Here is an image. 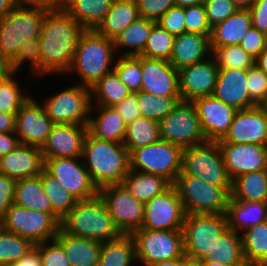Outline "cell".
I'll return each mask as SVG.
<instances>
[{
    "label": "cell",
    "mask_w": 267,
    "mask_h": 266,
    "mask_svg": "<svg viewBox=\"0 0 267 266\" xmlns=\"http://www.w3.org/2000/svg\"><path fill=\"white\" fill-rule=\"evenodd\" d=\"M85 30L64 10H49L38 38L40 75L67 73L80 35Z\"/></svg>",
    "instance_id": "cell-1"
},
{
    "label": "cell",
    "mask_w": 267,
    "mask_h": 266,
    "mask_svg": "<svg viewBox=\"0 0 267 266\" xmlns=\"http://www.w3.org/2000/svg\"><path fill=\"white\" fill-rule=\"evenodd\" d=\"M82 159L98 189L122 184L130 170L129 151L121 144L100 140L87 133Z\"/></svg>",
    "instance_id": "cell-2"
},
{
    "label": "cell",
    "mask_w": 267,
    "mask_h": 266,
    "mask_svg": "<svg viewBox=\"0 0 267 266\" xmlns=\"http://www.w3.org/2000/svg\"><path fill=\"white\" fill-rule=\"evenodd\" d=\"M60 228L71 236L100 242L122 235L99 194L90 199L78 200L61 219Z\"/></svg>",
    "instance_id": "cell-3"
},
{
    "label": "cell",
    "mask_w": 267,
    "mask_h": 266,
    "mask_svg": "<svg viewBox=\"0 0 267 266\" xmlns=\"http://www.w3.org/2000/svg\"><path fill=\"white\" fill-rule=\"evenodd\" d=\"M115 51L118 50H115L113 40L95 30H85L79 37L68 72L72 70L78 73L82 85L91 88L104 75L114 70L110 66Z\"/></svg>",
    "instance_id": "cell-4"
},
{
    "label": "cell",
    "mask_w": 267,
    "mask_h": 266,
    "mask_svg": "<svg viewBox=\"0 0 267 266\" xmlns=\"http://www.w3.org/2000/svg\"><path fill=\"white\" fill-rule=\"evenodd\" d=\"M49 10L16 5L0 19V53L11 61L24 41L39 38Z\"/></svg>",
    "instance_id": "cell-5"
},
{
    "label": "cell",
    "mask_w": 267,
    "mask_h": 266,
    "mask_svg": "<svg viewBox=\"0 0 267 266\" xmlns=\"http://www.w3.org/2000/svg\"><path fill=\"white\" fill-rule=\"evenodd\" d=\"M173 185L185 214L226 213L232 187L215 186L191 175H178Z\"/></svg>",
    "instance_id": "cell-6"
},
{
    "label": "cell",
    "mask_w": 267,
    "mask_h": 266,
    "mask_svg": "<svg viewBox=\"0 0 267 266\" xmlns=\"http://www.w3.org/2000/svg\"><path fill=\"white\" fill-rule=\"evenodd\" d=\"M179 175H191L220 187H232L222 153L217 141L203 143L183 149L182 170Z\"/></svg>",
    "instance_id": "cell-7"
},
{
    "label": "cell",
    "mask_w": 267,
    "mask_h": 266,
    "mask_svg": "<svg viewBox=\"0 0 267 266\" xmlns=\"http://www.w3.org/2000/svg\"><path fill=\"white\" fill-rule=\"evenodd\" d=\"M228 228L226 213L186 214L183 223L184 255L189 260L200 261Z\"/></svg>",
    "instance_id": "cell-8"
},
{
    "label": "cell",
    "mask_w": 267,
    "mask_h": 266,
    "mask_svg": "<svg viewBox=\"0 0 267 266\" xmlns=\"http://www.w3.org/2000/svg\"><path fill=\"white\" fill-rule=\"evenodd\" d=\"M183 149L164 140L133 149L130 169L159 175L174 184L182 170Z\"/></svg>",
    "instance_id": "cell-9"
},
{
    "label": "cell",
    "mask_w": 267,
    "mask_h": 266,
    "mask_svg": "<svg viewBox=\"0 0 267 266\" xmlns=\"http://www.w3.org/2000/svg\"><path fill=\"white\" fill-rule=\"evenodd\" d=\"M60 222L53 213L29 210L13 203L0 220V226L36 245L55 239Z\"/></svg>",
    "instance_id": "cell-10"
},
{
    "label": "cell",
    "mask_w": 267,
    "mask_h": 266,
    "mask_svg": "<svg viewBox=\"0 0 267 266\" xmlns=\"http://www.w3.org/2000/svg\"><path fill=\"white\" fill-rule=\"evenodd\" d=\"M159 130L161 140L182 149L207 141L192 101H179L174 109L159 122Z\"/></svg>",
    "instance_id": "cell-11"
},
{
    "label": "cell",
    "mask_w": 267,
    "mask_h": 266,
    "mask_svg": "<svg viewBox=\"0 0 267 266\" xmlns=\"http://www.w3.org/2000/svg\"><path fill=\"white\" fill-rule=\"evenodd\" d=\"M135 241L137 259L147 265L159 261L186 258L183 230L138 229L131 234Z\"/></svg>",
    "instance_id": "cell-12"
},
{
    "label": "cell",
    "mask_w": 267,
    "mask_h": 266,
    "mask_svg": "<svg viewBox=\"0 0 267 266\" xmlns=\"http://www.w3.org/2000/svg\"><path fill=\"white\" fill-rule=\"evenodd\" d=\"M92 101L91 89L79 82L50 96L42 105L54 124L87 125Z\"/></svg>",
    "instance_id": "cell-13"
},
{
    "label": "cell",
    "mask_w": 267,
    "mask_h": 266,
    "mask_svg": "<svg viewBox=\"0 0 267 266\" xmlns=\"http://www.w3.org/2000/svg\"><path fill=\"white\" fill-rule=\"evenodd\" d=\"M110 216L122 234H132L144 223V202L136 200L122 185L99 189Z\"/></svg>",
    "instance_id": "cell-14"
},
{
    "label": "cell",
    "mask_w": 267,
    "mask_h": 266,
    "mask_svg": "<svg viewBox=\"0 0 267 266\" xmlns=\"http://www.w3.org/2000/svg\"><path fill=\"white\" fill-rule=\"evenodd\" d=\"M185 211L176 187L172 184L163 193L144 203V223L147 230H182Z\"/></svg>",
    "instance_id": "cell-15"
},
{
    "label": "cell",
    "mask_w": 267,
    "mask_h": 266,
    "mask_svg": "<svg viewBox=\"0 0 267 266\" xmlns=\"http://www.w3.org/2000/svg\"><path fill=\"white\" fill-rule=\"evenodd\" d=\"M80 158L44 159V169L78 200H86L97 196L99 189Z\"/></svg>",
    "instance_id": "cell-16"
},
{
    "label": "cell",
    "mask_w": 267,
    "mask_h": 266,
    "mask_svg": "<svg viewBox=\"0 0 267 266\" xmlns=\"http://www.w3.org/2000/svg\"><path fill=\"white\" fill-rule=\"evenodd\" d=\"M53 125L43 105L38 104L30 95L15 115L14 133L17 134L20 144L42 148Z\"/></svg>",
    "instance_id": "cell-17"
},
{
    "label": "cell",
    "mask_w": 267,
    "mask_h": 266,
    "mask_svg": "<svg viewBox=\"0 0 267 266\" xmlns=\"http://www.w3.org/2000/svg\"><path fill=\"white\" fill-rule=\"evenodd\" d=\"M218 143L267 146V114L261 106L238 110L225 137Z\"/></svg>",
    "instance_id": "cell-18"
},
{
    "label": "cell",
    "mask_w": 267,
    "mask_h": 266,
    "mask_svg": "<svg viewBox=\"0 0 267 266\" xmlns=\"http://www.w3.org/2000/svg\"><path fill=\"white\" fill-rule=\"evenodd\" d=\"M223 161L231 180L267 169V146L260 144L219 143Z\"/></svg>",
    "instance_id": "cell-19"
},
{
    "label": "cell",
    "mask_w": 267,
    "mask_h": 266,
    "mask_svg": "<svg viewBox=\"0 0 267 266\" xmlns=\"http://www.w3.org/2000/svg\"><path fill=\"white\" fill-rule=\"evenodd\" d=\"M192 102L197 109L206 140H222L228 133L237 110L213 95L198 97Z\"/></svg>",
    "instance_id": "cell-20"
},
{
    "label": "cell",
    "mask_w": 267,
    "mask_h": 266,
    "mask_svg": "<svg viewBox=\"0 0 267 266\" xmlns=\"http://www.w3.org/2000/svg\"><path fill=\"white\" fill-rule=\"evenodd\" d=\"M178 71L181 100L193 101L198 97L213 95L219 74V68L213 57Z\"/></svg>",
    "instance_id": "cell-21"
},
{
    "label": "cell",
    "mask_w": 267,
    "mask_h": 266,
    "mask_svg": "<svg viewBox=\"0 0 267 266\" xmlns=\"http://www.w3.org/2000/svg\"><path fill=\"white\" fill-rule=\"evenodd\" d=\"M87 133V125L54 124L41 148L43 158L82 157Z\"/></svg>",
    "instance_id": "cell-22"
},
{
    "label": "cell",
    "mask_w": 267,
    "mask_h": 266,
    "mask_svg": "<svg viewBox=\"0 0 267 266\" xmlns=\"http://www.w3.org/2000/svg\"><path fill=\"white\" fill-rule=\"evenodd\" d=\"M141 91L155 96H180L179 71L167 60L142 56Z\"/></svg>",
    "instance_id": "cell-23"
},
{
    "label": "cell",
    "mask_w": 267,
    "mask_h": 266,
    "mask_svg": "<svg viewBox=\"0 0 267 266\" xmlns=\"http://www.w3.org/2000/svg\"><path fill=\"white\" fill-rule=\"evenodd\" d=\"M44 169L41 147L20 144L0 158V173L14 180L39 175Z\"/></svg>",
    "instance_id": "cell-24"
},
{
    "label": "cell",
    "mask_w": 267,
    "mask_h": 266,
    "mask_svg": "<svg viewBox=\"0 0 267 266\" xmlns=\"http://www.w3.org/2000/svg\"><path fill=\"white\" fill-rule=\"evenodd\" d=\"M246 79L247 70L219 69L213 96L237 111L257 106L249 97Z\"/></svg>",
    "instance_id": "cell-25"
},
{
    "label": "cell",
    "mask_w": 267,
    "mask_h": 266,
    "mask_svg": "<svg viewBox=\"0 0 267 266\" xmlns=\"http://www.w3.org/2000/svg\"><path fill=\"white\" fill-rule=\"evenodd\" d=\"M212 54L210 35L183 33L175 36L169 62L177 69L206 60Z\"/></svg>",
    "instance_id": "cell-26"
},
{
    "label": "cell",
    "mask_w": 267,
    "mask_h": 266,
    "mask_svg": "<svg viewBox=\"0 0 267 266\" xmlns=\"http://www.w3.org/2000/svg\"><path fill=\"white\" fill-rule=\"evenodd\" d=\"M55 239L62 245L71 266H98L102 242L71 236L61 228Z\"/></svg>",
    "instance_id": "cell-27"
},
{
    "label": "cell",
    "mask_w": 267,
    "mask_h": 266,
    "mask_svg": "<svg viewBox=\"0 0 267 266\" xmlns=\"http://www.w3.org/2000/svg\"><path fill=\"white\" fill-rule=\"evenodd\" d=\"M96 107L94 109V106L91 104L90 113L92 110L97 109L99 115L96 119L91 116L89 117L87 124L88 133L96 139L123 144L127 126L123 118L113 107L100 105Z\"/></svg>",
    "instance_id": "cell-28"
},
{
    "label": "cell",
    "mask_w": 267,
    "mask_h": 266,
    "mask_svg": "<svg viewBox=\"0 0 267 266\" xmlns=\"http://www.w3.org/2000/svg\"><path fill=\"white\" fill-rule=\"evenodd\" d=\"M252 26V17L249 10H238L224 21L212 27L210 47H224L239 45L242 37Z\"/></svg>",
    "instance_id": "cell-29"
},
{
    "label": "cell",
    "mask_w": 267,
    "mask_h": 266,
    "mask_svg": "<svg viewBox=\"0 0 267 266\" xmlns=\"http://www.w3.org/2000/svg\"><path fill=\"white\" fill-rule=\"evenodd\" d=\"M199 262H218L226 266H248L244 258L241 234L227 228L218 238L211 252Z\"/></svg>",
    "instance_id": "cell-30"
},
{
    "label": "cell",
    "mask_w": 267,
    "mask_h": 266,
    "mask_svg": "<svg viewBox=\"0 0 267 266\" xmlns=\"http://www.w3.org/2000/svg\"><path fill=\"white\" fill-rule=\"evenodd\" d=\"M139 17L135 0H114L111 9L95 31L114 40L126 27Z\"/></svg>",
    "instance_id": "cell-31"
},
{
    "label": "cell",
    "mask_w": 267,
    "mask_h": 266,
    "mask_svg": "<svg viewBox=\"0 0 267 266\" xmlns=\"http://www.w3.org/2000/svg\"><path fill=\"white\" fill-rule=\"evenodd\" d=\"M114 0H66L64 10L84 29L95 30Z\"/></svg>",
    "instance_id": "cell-32"
},
{
    "label": "cell",
    "mask_w": 267,
    "mask_h": 266,
    "mask_svg": "<svg viewBox=\"0 0 267 266\" xmlns=\"http://www.w3.org/2000/svg\"><path fill=\"white\" fill-rule=\"evenodd\" d=\"M226 216L228 228L239 233L267 221V202L235 201L230 198Z\"/></svg>",
    "instance_id": "cell-33"
},
{
    "label": "cell",
    "mask_w": 267,
    "mask_h": 266,
    "mask_svg": "<svg viewBox=\"0 0 267 266\" xmlns=\"http://www.w3.org/2000/svg\"><path fill=\"white\" fill-rule=\"evenodd\" d=\"M122 185L136 200L145 203L163 193L172 184L162 176L130 169Z\"/></svg>",
    "instance_id": "cell-34"
},
{
    "label": "cell",
    "mask_w": 267,
    "mask_h": 266,
    "mask_svg": "<svg viewBox=\"0 0 267 266\" xmlns=\"http://www.w3.org/2000/svg\"><path fill=\"white\" fill-rule=\"evenodd\" d=\"M14 204L29 210L52 213V206L43 190L40 175L16 181Z\"/></svg>",
    "instance_id": "cell-35"
},
{
    "label": "cell",
    "mask_w": 267,
    "mask_h": 266,
    "mask_svg": "<svg viewBox=\"0 0 267 266\" xmlns=\"http://www.w3.org/2000/svg\"><path fill=\"white\" fill-rule=\"evenodd\" d=\"M230 198L235 201L267 202V169L233 179Z\"/></svg>",
    "instance_id": "cell-36"
},
{
    "label": "cell",
    "mask_w": 267,
    "mask_h": 266,
    "mask_svg": "<svg viewBox=\"0 0 267 266\" xmlns=\"http://www.w3.org/2000/svg\"><path fill=\"white\" fill-rule=\"evenodd\" d=\"M157 22L138 17L132 24L126 27L113 41L115 50L118 48H135L126 50L122 56H140L147 44L153 27Z\"/></svg>",
    "instance_id": "cell-37"
},
{
    "label": "cell",
    "mask_w": 267,
    "mask_h": 266,
    "mask_svg": "<svg viewBox=\"0 0 267 266\" xmlns=\"http://www.w3.org/2000/svg\"><path fill=\"white\" fill-rule=\"evenodd\" d=\"M135 241L131 234L102 242L98 266H132L136 261Z\"/></svg>",
    "instance_id": "cell-38"
},
{
    "label": "cell",
    "mask_w": 267,
    "mask_h": 266,
    "mask_svg": "<svg viewBox=\"0 0 267 266\" xmlns=\"http://www.w3.org/2000/svg\"><path fill=\"white\" fill-rule=\"evenodd\" d=\"M241 237L248 266H267V221L247 228Z\"/></svg>",
    "instance_id": "cell-39"
},
{
    "label": "cell",
    "mask_w": 267,
    "mask_h": 266,
    "mask_svg": "<svg viewBox=\"0 0 267 266\" xmlns=\"http://www.w3.org/2000/svg\"><path fill=\"white\" fill-rule=\"evenodd\" d=\"M91 98L100 106L113 107L132 92L121 82L115 70L104 75L91 88Z\"/></svg>",
    "instance_id": "cell-40"
},
{
    "label": "cell",
    "mask_w": 267,
    "mask_h": 266,
    "mask_svg": "<svg viewBox=\"0 0 267 266\" xmlns=\"http://www.w3.org/2000/svg\"><path fill=\"white\" fill-rule=\"evenodd\" d=\"M159 140V122L141 116L126 126L123 145L130 153L133 149L145 147Z\"/></svg>",
    "instance_id": "cell-41"
},
{
    "label": "cell",
    "mask_w": 267,
    "mask_h": 266,
    "mask_svg": "<svg viewBox=\"0 0 267 266\" xmlns=\"http://www.w3.org/2000/svg\"><path fill=\"white\" fill-rule=\"evenodd\" d=\"M39 175L43 190L50 200L52 213L61 221L78 199L63 188L61 183L45 169Z\"/></svg>",
    "instance_id": "cell-42"
},
{
    "label": "cell",
    "mask_w": 267,
    "mask_h": 266,
    "mask_svg": "<svg viewBox=\"0 0 267 266\" xmlns=\"http://www.w3.org/2000/svg\"><path fill=\"white\" fill-rule=\"evenodd\" d=\"M141 116L160 122L181 101L180 96H155L143 91L135 93Z\"/></svg>",
    "instance_id": "cell-43"
},
{
    "label": "cell",
    "mask_w": 267,
    "mask_h": 266,
    "mask_svg": "<svg viewBox=\"0 0 267 266\" xmlns=\"http://www.w3.org/2000/svg\"><path fill=\"white\" fill-rule=\"evenodd\" d=\"M34 246L29 239L4 230L0 226V266L15 263Z\"/></svg>",
    "instance_id": "cell-44"
},
{
    "label": "cell",
    "mask_w": 267,
    "mask_h": 266,
    "mask_svg": "<svg viewBox=\"0 0 267 266\" xmlns=\"http://www.w3.org/2000/svg\"><path fill=\"white\" fill-rule=\"evenodd\" d=\"M211 56L219 69H243L247 70L255 64V59L240 45L211 48Z\"/></svg>",
    "instance_id": "cell-45"
},
{
    "label": "cell",
    "mask_w": 267,
    "mask_h": 266,
    "mask_svg": "<svg viewBox=\"0 0 267 266\" xmlns=\"http://www.w3.org/2000/svg\"><path fill=\"white\" fill-rule=\"evenodd\" d=\"M113 67L121 82L132 93L141 91L142 56H120Z\"/></svg>",
    "instance_id": "cell-46"
},
{
    "label": "cell",
    "mask_w": 267,
    "mask_h": 266,
    "mask_svg": "<svg viewBox=\"0 0 267 266\" xmlns=\"http://www.w3.org/2000/svg\"><path fill=\"white\" fill-rule=\"evenodd\" d=\"M174 39L175 36L156 24L140 56L169 61L173 50Z\"/></svg>",
    "instance_id": "cell-47"
},
{
    "label": "cell",
    "mask_w": 267,
    "mask_h": 266,
    "mask_svg": "<svg viewBox=\"0 0 267 266\" xmlns=\"http://www.w3.org/2000/svg\"><path fill=\"white\" fill-rule=\"evenodd\" d=\"M10 75L7 79L0 81V112L8 114H16L21 106L29 99V95H24Z\"/></svg>",
    "instance_id": "cell-48"
},
{
    "label": "cell",
    "mask_w": 267,
    "mask_h": 266,
    "mask_svg": "<svg viewBox=\"0 0 267 266\" xmlns=\"http://www.w3.org/2000/svg\"><path fill=\"white\" fill-rule=\"evenodd\" d=\"M40 52L41 48L38 38L24 41L16 56L10 61L14 73H18V69L20 70L25 61H30L32 74L34 73L40 76Z\"/></svg>",
    "instance_id": "cell-49"
},
{
    "label": "cell",
    "mask_w": 267,
    "mask_h": 266,
    "mask_svg": "<svg viewBox=\"0 0 267 266\" xmlns=\"http://www.w3.org/2000/svg\"><path fill=\"white\" fill-rule=\"evenodd\" d=\"M184 14L186 33L211 35L212 27L208 22L204 4L185 7Z\"/></svg>",
    "instance_id": "cell-50"
},
{
    "label": "cell",
    "mask_w": 267,
    "mask_h": 266,
    "mask_svg": "<svg viewBox=\"0 0 267 266\" xmlns=\"http://www.w3.org/2000/svg\"><path fill=\"white\" fill-rule=\"evenodd\" d=\"M246 86L250 99L260 106L267 98V74L254 64L247 69Z\"/></svg>",
    "instance_id": "cell-51"
},
{
    "label": "cell",
    "mask_w": 267,
    "mask_h": 266,
    "mask_svg": "<svg viewBox=\"0 0 267 266\" xmlns=\"http://www.w3.org/2000/svg\"><path fill=\"white\" fill-rule=\"evenodd\" d=\"M48 242L38 244L42 266H71L62 245L56 239Z\"/></svg>",
    "instance_id": "cell-52"
},
{
    "label": "cell",
    "mask_w": 267,
    "mask_h": 266,
    "mask_svg": "<svg viewBox=\"0 0 267 266\" xmlns=\"http://www.w3.org/2000/svg\"><path fill=\"white\" fill-rule=\"evenodd\" d=\"M204 7L211 27L239 10L232 0H205Z\"/></svg>",
    "instance_id": "cell-53"
},
{
    "label": "cell",
    "mask_w": 267,
    "mask_h": 266,
    "mask_svg": "<svg viewBox=\"0 0 267 266\" xmlns=\"http://www.w3.org/2000/svg\"><path fill=\"white\" fill-rule=\"evenodd\" d=\"M184 17V8L174 5L157 21V24L171 35L179 36L186 33Z\"/></svg>",
    "instance_id": "cell-54"
},
{
    "label": "cell",
    "mask_w": 267,
    "mask_h": 266,
    "mask_svg": "<svg viewBox=\"0 0 267 266\" xmlns=\"http://www.w3.org/2000/svg\"><path fill=\"white\" fill-rule=\"evenodd\" d=\"M140 17L157 22L172 6L174 0H135Z\"/></svg>",
    "instance_id": "cell-55"
},
{
    "label": "cell",
    "mask_w": 267,
    "mask_h": 266,
    "mask_svg": "<svg viewBox=\"0 0 267 266\" xmlns=\"http://www.w3.org/2000/svg\"><path fill=\"white\" fill-rule=\"evenodd\" d=\"M248 54L256 59L267 47V35L251 26L239 44Z\"/></svg>",
    "instance_id": "cell-56"
},
{
    "label": "cell",
    "mask_w": 267,
    "mask_h": 266,
    "mask_svg": "<svg viewBox=\"0 0 267 266\" xmlns=\"http://www.w3.org/2000/svg\"><path fill=\"white\" fill-rule=\"evenodd\" d=\"M16 180L0 173V220L14 203Z\"/></svg>",
    "instance_id": "cell-57"
},
{
    "label": "cell",
    "mask_w": 267,
    "mask_h": 266,
    "mask_svg": "<svg viewBox=\"0 0 267 266\" xmlns=\"http://www.w3.org/2000/svg\"><path fill=\"white\" fill-rule=\"evenodd\" d=\"M113 108L120 114L126 125L141 117L138 96L135 93H131Z\"/></svg>",
    "instance_id": "cell-58"
},
{
    "label": "cell",
    "mask_w": 267,
    "mask_h": 266,
    "mask_svg": "<svg viewBox=\"0 0 267 266\" xmlns=\"http://www.w3.org/2000/svg\"><path fill=\"white\" fill-rule=\"evenodd\" d=\"M249 11L252 26L267 35V0H255Z\"/></svg>",
    "instance_id": "cell-59"
},
{
    "label": "cell",
    "mask_w": 267,
    "mask_h": 266,
    "mask_svg": "<svg viewBox=\"0 0 267 266\" xmlns=\"http://www.w3.org/2000/svg\"><path fill=\"white\" fill-rule=\"evenodd\" d=\"M66 0H16V4L27 7H40L48 10L64 8Z\"/></svg>",
    "instance_id": "cell-60"
},
{
    "label": "cell",
    "mask_w": 267,
    "mask_h": 266,
    "mask_svg": "<svg viewBox=\"0 0 267 266\" xmlns=\"http://www.w3.org/2000/svg\"><path fill=\"white\" fill-rule=\"evenodd\" d=\"M15 133H0V158L13 151L20 145Z\"/></svg>",
    "instance_id": "cell-61"
},
{
    "label": "cell",
    "mask_w": 267,
    "mask_h": 266,
    "mask_svg": "<svg viewBox=\"0 0 267 266\" xmlns=\"http://www.w3.org/2000/svg\"><path fill=\"white\" fill-rule=\"evenodd\" d=\"M5 266H42L38 244H36L29 252L13 264Z\"/></svg>",
    "instance_id": "cell-62"
},
{
    "label": "cell",
    "mask_w": 267,
    "mask_h": 266,
    "mask_svg": "<svg viewBox=\"0 0 267 266\" xmlns=\"http://www.w3.org/2000/svg\"><path fill=\"white\" fill-rule=\"evenodd\" d=\"M15 115L0 112V133H14Z\"/></svg>",
    "instance_id": "cell-63"
},
{
    "label": "cell",
    "mask_w": 267,
    "mask_h": 266,
    "mask_svg": "<svg viewBox=\"0 0 267 266\" xmlns=\"http://www.w3.org/2000/svg\"><path fill=\"white\" fill-rule=\"evenodd\" d=\"M13 73L10 61L0 53V81L7 79Z\"/></svg>",
    "instance_id": "cell-64"
},
{
    "label": "cell",
    "mask_w": 267,
    "mask_h": 266,
    "mask_svg": "<svg viewBox=\"0 0 267 266\" xmlns=\"http://www.w3.org/2000/svg\"><path fill=\"white\" fill-rule=\"evenodd\" d=\"M186 259L187 258H176V259H170V260L150 263V264L143 265V266H182L183 262Z\"/></svg>",
    "instance_id": "cell-65"
},
{
    "label": "cell",
    "mask_w": 267,
    "mask_h": 266,
    "mask_svg": "<svg viewBox=\"0 0 267 266\" xmlns=\"http://www.w3.org/2000/svg\"><path fill=\"white\" fill-rule=\"evenodd\" d=\"M16 0H0V19L16 6Z\"/></svg>",
    "instance_id": "cell-66"
},
{
    "label": "cell",
    "mask_w": 267,
    "mask_h": 266,
    "mask_svg": "<svg viewBox=\"0 0 267 266\" xmlns=\"http://www.w3.org/2000/svg\"><path fill=\"white\" fill-rule=\"evenodd\" d=\"M255 65L267 74V47L255 59Z\"/></svg>",
    "instance_id": "cell-67"
},
{
    "label": "cell",
    "mask_w": 267,
    "mask_h": 266,
    "mask_svg": "<svg viewBox=\"0 0 267 266\" xmlns=\"http://www.w3.org/2000/svg\"><path fill=\"white\" fill-rule=\"evenodd\" d=\"M235 6L240 10H250L255 0H232Z\"/></svg>",
    "instance_id": "cell-68"
},
{
    "label": "cell",
    "mask_w": 267,
    "mask_h": 266,
    "mask_svg": "<svg viewBox=\"0 0 267 266\" xmlns=\"http://www.w3.org/2000/svg\"><path fill=\"white\" fill-rule=\"evenodd\" d=\"M205 0H174L176 6L189 7L198 4H204Z\"/></svg>",
    "instance_id": "cell-69"
},
{
    "label": "cell",
    "mask_w": 267,
    "mask_h": 266,
    "mask_svg": "<svg viewBox=\"0 0 267 266\" xmlns=\"http://www.w3.org/2000/svg\"><path fill=\"white\" fill-rule=\"evenodd\" d=\"M182 266H200V262L199 261H194V260H189V259H186Z\"/></svg>",
    "instance_id": "cell-70"
},
{
    "label": "cell",
    "mask_w": 267,
    "mask_h": 266,
    "mask_svg": "<svg viewBox=\"0 0 267 266\" xmlns=\"http://www.w3.org/2000/svg\"><path fill=\"white\" fill-rule=\"evenodd\" d=\"M200 266H226L218 262H200Z\"/></svg>",
    "instance_id": "cell-71"
},
{
    "label": "cell",
    "mask_w": 267,
    "mask_h": 266,
    "mask_svg": "<svg viewBox=\"0 0 267 266\" xmlns=\"http://www.w3.org/2000/svg\"><path fill=\"white\" fill-rule=\"evenodd\" d=\"M260 106L263 108V110L267 114V98H266V100Z\"/></svg>",
    "instance_id": "cell-72"
}]
</instances>
